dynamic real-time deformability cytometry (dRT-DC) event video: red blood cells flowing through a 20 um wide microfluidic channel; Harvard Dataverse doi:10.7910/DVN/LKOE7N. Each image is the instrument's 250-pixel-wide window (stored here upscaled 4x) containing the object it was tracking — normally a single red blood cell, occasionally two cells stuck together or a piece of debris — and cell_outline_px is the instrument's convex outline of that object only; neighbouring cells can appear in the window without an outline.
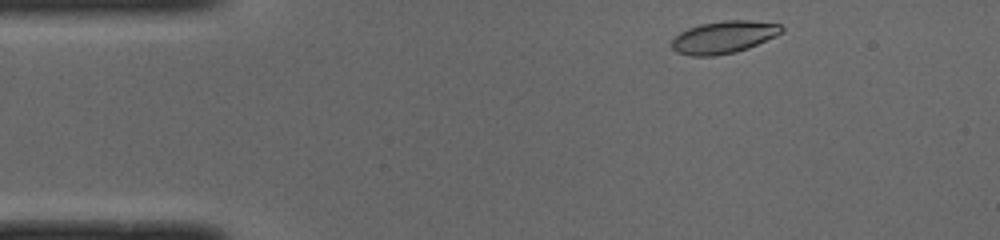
{"species": "common noctule bat (a hibernating species)", "species_latin": "Nyctalus noctula", "temperature_condition": "cold", "stored_images_in_passage": 45, "camera_frame_rate_fps": 3000, "um_per_image_px": 0.085, "animal": {"sex": "male", "body_mass_g": 19.0, "forearm_length_mm": 50.8}, "frame": {"image": 1, "passage_image": 2, "time_ms": 0.333, "image_size_px": [1000, 240], "cell_outline_px": [[784, 32], [776, 36], [748, 48], [736, 52], [712, 56], [692, 56], [676, 52], [672, 48], [672, 40], [680, 32], [688, 28], [700, 24], [724, 20], [752, 20], [780, 24], [784, 28]], "centroid_in_image_um": [61.54, 3.15], "position_along_channel_um": 23.5, "area_um2": 20.81}}
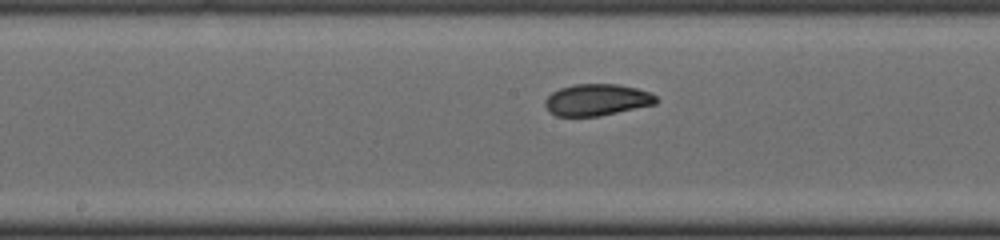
{"frame": {"image": 2, "passage_image": 20, "time_ms": 6.333, "image_size_px": [1000, 240], "cell_outline_px": [[660, 100], [656, 104], [600, 116], [556, 116], [548, 112], [544, 104], [544, 100], [552, 92], [560, 88], [572, 84], [620, 84], [652, 92]], "centroid_in_image_um": [50.75, 8.48], "position_along_channel_um": 197.5, "area_um2": 20.81}}
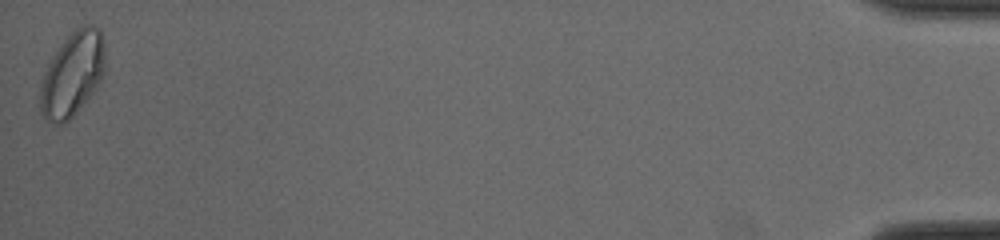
{"frame": {"image": 3, "passage_image": 45, "time_ms": 14.667, "image_size_px": [1000, 240], "cell_outline_px": [[104, 72], [96, 88], [76, 112], [64, 124], [52, 124], [40, 112], [40, 84], [44, 72], [52, 56], [64, 40], [80, 24], [92, 24], [100, 28], [104, 40]], "centroid_in_image_um": [6.15, 6.28], "position_along_channel_um": 429.0, "area_um2": 31.91}, "authors_computed_cell_mechanics": {"area_um2": 21.0392, "velocity_mm_per_s": 3.9603, "shape_relaxation_time_tau1_ms": 4.9786, "shape_relaxation_time_tau2_ms": 1.4806, "deformation_change_tau1": 0.1396, "deformation_change_tau2": 0.0459}}